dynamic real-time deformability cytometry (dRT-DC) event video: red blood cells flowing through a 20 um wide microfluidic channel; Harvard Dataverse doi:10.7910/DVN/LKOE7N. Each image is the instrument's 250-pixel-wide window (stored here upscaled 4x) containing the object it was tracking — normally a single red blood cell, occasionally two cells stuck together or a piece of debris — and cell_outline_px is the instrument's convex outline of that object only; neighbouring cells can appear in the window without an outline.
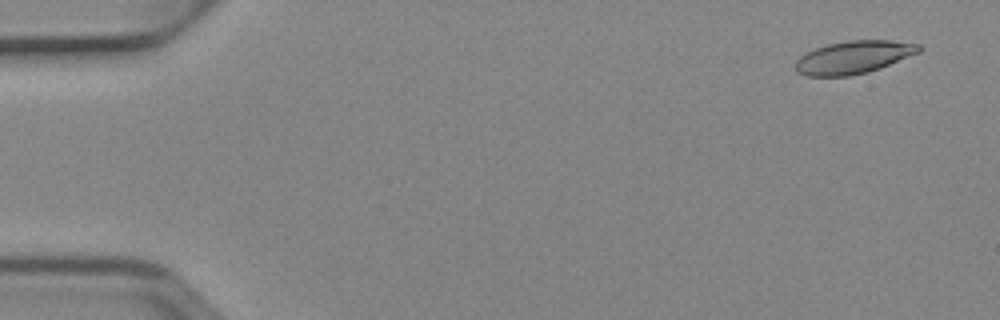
{"species": "Egyptian fruit bat (a non-hibernating species)", "species_latin": "Rousettus aegyptiacus", "temperature_condition": "cold", "stored_images_in_passage": 52, "camera_frame_rate_fps": 3000, "um_per_image_px": 0.085, "animal": {"sex": "female"}, "frame": {"image": 1, "passage_image": 3, "time_ms": 0.667, "image_size_px": [1000, 320], "cell_outline_px": [[924, 48], [920, 52], [880, 68], [868, 72], [852, 76], [804, 76], [796, 72], [792, 64], [800, 56], [816, 48], [828, 44], [848, 40], [892, 40], [920, 44]], "centroid_in_image_um": [72.54, 4.87], "position_along_channel_um": 12.5, "area_um2": 23.93}}
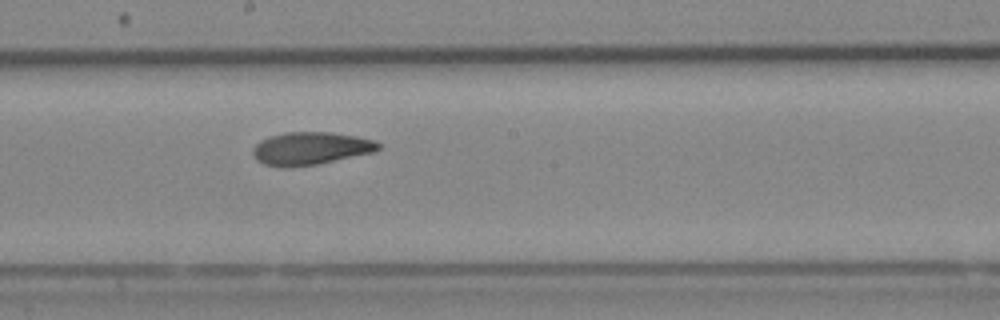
{"frame": {"image": 2, "passage_image": 29, "time_ms": 9.333, "image_size_px": [1000, 320], "cell_outline_px": [[380, 148], [372, 152], [316, 164], [284, 168], [280, 168], [264, 164], [256, 160], [252, 152], [252, 148], [260, 140], [268, 136], [284, 132], [332, 132], [356, 136], [372, 140], [380, 144]], "centroid_in_image_um": [26.32, 12.61], "position_along_channel_um": 221.9, "area_um2": 23.93}}
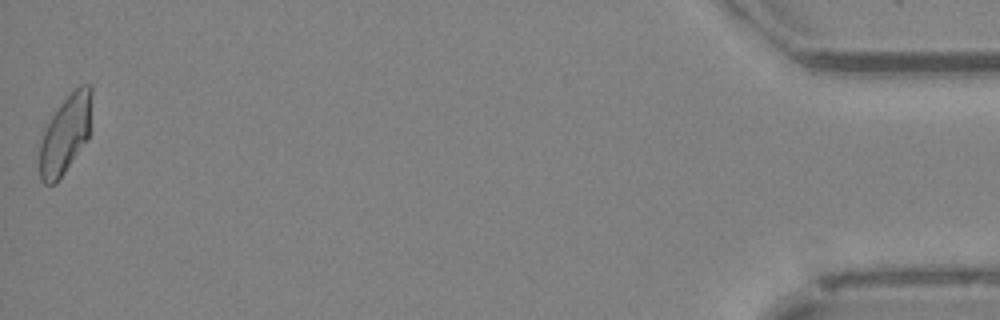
{"frame": {"image": 3, "passage_image": 52, "time_ms": 17.0, "image_size_px": [1000, 320], "cell_outline_px": [[92, 128], [88, 140], [56, 184], [44, 184], [40, 180], [40, 144], [44, 132], [52, 116], [60, 104], [80, 84], [92, 84]], "centroid_in_image_um": [5.62, 11.4], "position_along_channel_um": 429.6, "area_um2": 24.16}, "authors_computed_cell_mechanics": {"area_um2": 23.8714, "velocity_mm_per_s": 3.9075, "shape_relaxation_time_tau1_ms": 7.6135, "shape_relaxation_time_tau2_ms": 2.8655, "deformation_change_tau1": 0.18, "deformation_change_tau2": 0.0935}}